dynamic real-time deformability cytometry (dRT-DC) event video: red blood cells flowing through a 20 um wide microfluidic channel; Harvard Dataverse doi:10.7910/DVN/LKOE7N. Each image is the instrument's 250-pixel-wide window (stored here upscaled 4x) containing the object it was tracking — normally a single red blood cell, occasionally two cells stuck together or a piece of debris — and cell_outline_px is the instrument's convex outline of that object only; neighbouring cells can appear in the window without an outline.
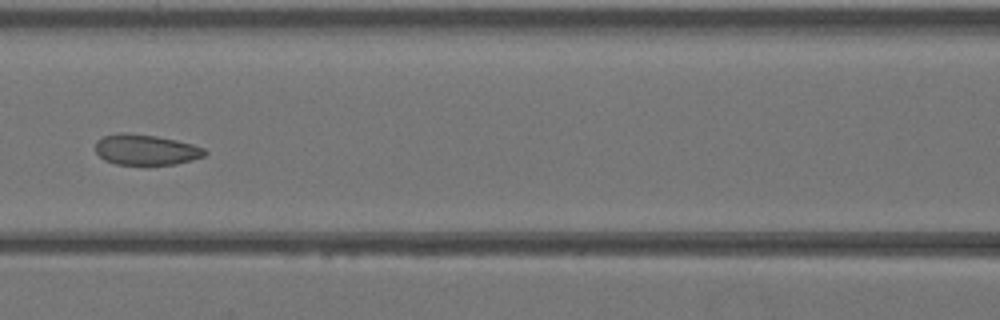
{"species": "Egyptian fruit bat (a non-hibernating species)", "species_latin": "Rousettus aegyptiacus", "temperature_condition": "warm", "stored_images_in_passage": 24, "camera_frame_rate_fps": 3000, "um_per_image_px": 0.085, "animal": {"sex": "female"}, "frame": {"image": 1, "passage_image": 7, "time_ms": 2.0, "image_size_px": [1000, 320], "cell_outline_px": [[208, 152], [204, 156], [192, 160], [176, 164], [116, 164], [104, 160], [96, 152], [96, 140], [104, 136], [120, 132], [124, 132], [156, 136], [176, 140], [192, 144], [204, 148]], "centroid_in_image_um": [12.4, 12.72], "position_along_channel_um": 154.2, "area_um2": 19.42}}
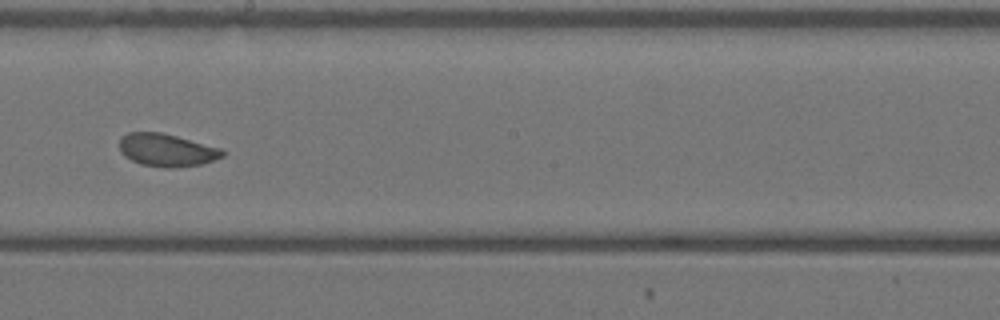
{"frame": {"image": 2, "passage_image": 12, "time_ms": 3.667, "image_size_px": [1000, 320], "cell_outline_px": [[224, 156], [200, 164], [172, 168], [164, 168], [140, 164], [124, 156], [120, 152], [120, 136], [128, 132], [160, 132], [176, 136], [220, 148], [224, 152]], "centroid_in_image_um": [14.12, 12.76], "position_along_channel_um": 234.1, "area_um2": 19.54}}